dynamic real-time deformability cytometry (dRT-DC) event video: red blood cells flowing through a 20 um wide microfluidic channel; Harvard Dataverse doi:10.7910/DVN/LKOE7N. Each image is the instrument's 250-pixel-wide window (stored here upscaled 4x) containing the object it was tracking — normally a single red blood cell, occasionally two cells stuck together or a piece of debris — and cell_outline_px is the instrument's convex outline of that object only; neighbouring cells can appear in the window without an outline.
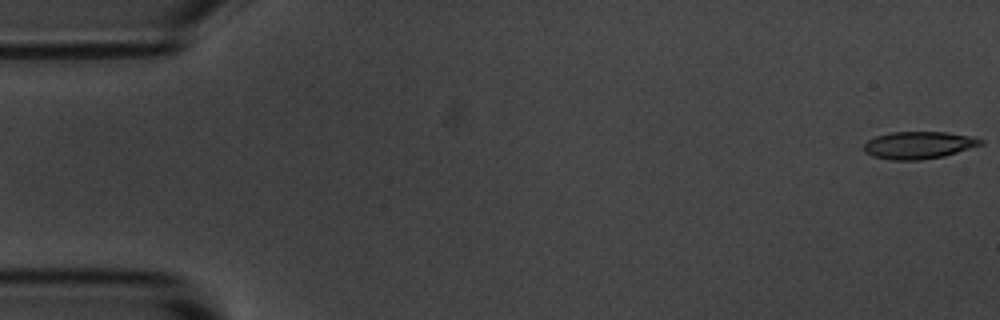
{"species": "common noctule bat (a hibernating species)", "species_latin": "Nyctalus noctula", "temperature_condition": "room temperature", "stored_images_in_passage": 56, "camera_frame_rate_fps": 3000, "um_per_image_px": 0.085, "animal": {"sex": "male", "body_mass_g": 20.1, "forearm_length_mm": 53.5}, "frame": {"image": 1, "passage_image": 1, "time_ms": 0.0, "image_size_px": [1000, 320], "cell_outline_px": [[984, 144], [944, 156], [920, 160], [888, 160], [872, 156], [864, 152], [864, 144], [868, 140], [876, 136], [892, 132], [944, 132], [968, 136], [984, 140]], "centroid_in_image_um": [78.06, 12.35], "position_along_channel_um": 6.9, "area_um2": 18.55}}
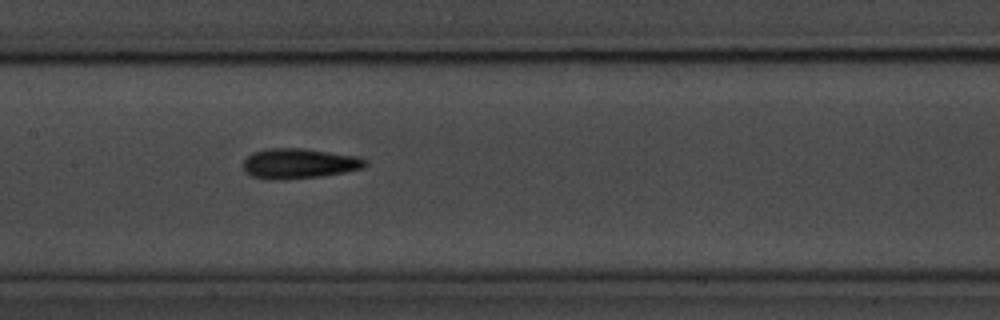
{"frame": {"image": 2, "passage_image": 27, "time_ms": 8.667, "image_size_px": [1000, 320], "cell_outline_px": [[368, 164], [364, 168], [344, 172], [320, 176], [284, 180], [272, 180], [252, 176], [244, 172], [244, 160], [252, 152], [268, 148], [304, 148], [360, 156], [368, 160]], "centroid_in_image_um": [25.45, 13.89], "position_along_channel_um": 181.9, "area_um2": 21.73}}
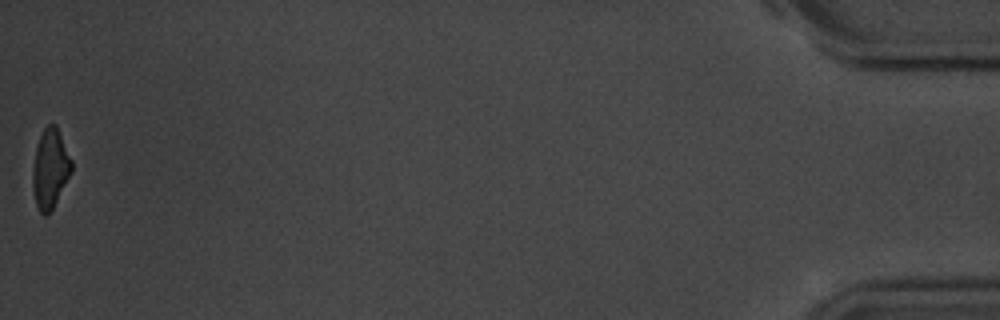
{"frame": {"image": 3, "passage_image": 56, "time_ms": 18.333, "image_size_px": [1000, 320], "cell_outline_px": [[72, 172], [48, 216], [44, 216], [40, 212], [36, 204], [32, 188], [32, 172], [36, 148], [40, 136], [44, 128], [48, 124], [56, 124], [72, 160]], "centroid_in_image_um": [4.27, 14.35], "position_along_channel_um": 430.9, "area_um2": 17.98}, "authors_computed_cell_mechanics": {"area_um2": 19.5942, "velocity_mm_per_s": 3.5945, "shape_relaxation_time_tau1_ms": 3.6334, "shape_relaxation_time_tau2_ms": 4.1106, "deformation_change_tau1": 0.1398, "deformation_change_tau2": 0.1432}}